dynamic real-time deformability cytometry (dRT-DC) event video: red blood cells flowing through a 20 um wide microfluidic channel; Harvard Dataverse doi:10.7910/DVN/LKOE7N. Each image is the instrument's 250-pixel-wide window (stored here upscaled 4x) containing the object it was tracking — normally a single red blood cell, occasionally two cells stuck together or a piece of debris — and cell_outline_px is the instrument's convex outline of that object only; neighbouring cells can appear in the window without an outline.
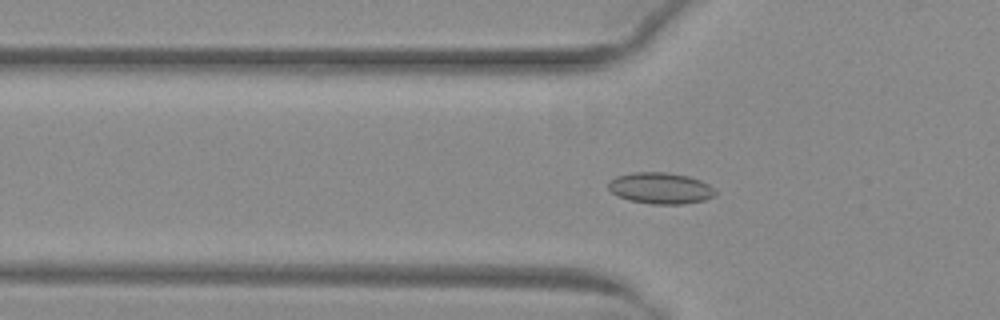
{"species": "common noctule bat (a hibernating species)", "species_latin": "Nyctalus noctula", "temperature_condition": "warm", "stored_images_in_passage": 49, "camera_frame_rate_fps": 3000, "um_per_image_px": 0.085, "animal": {"sex": "female", "body_mass_g": 29.2, "forearm_length_mm": 56.3}, "frame": {"image": 1, "passage_image": 15, "time_ms": 4.667, "image_size_px": [1000, 320], "cell_outline_px": [[716, 196], [704, 200], [684, 204], [652, 204], [628, 200], [616, 196], [608, 188], [608, 184], [616, 176], [636, 172], [664, 172], [688, 176], [700, 180], [708, 184], [716, 192]], "centroid_in_image_um": [56.14, 16.0], "position_along_channel_um": 69.7, "area_um2": 19.48}}
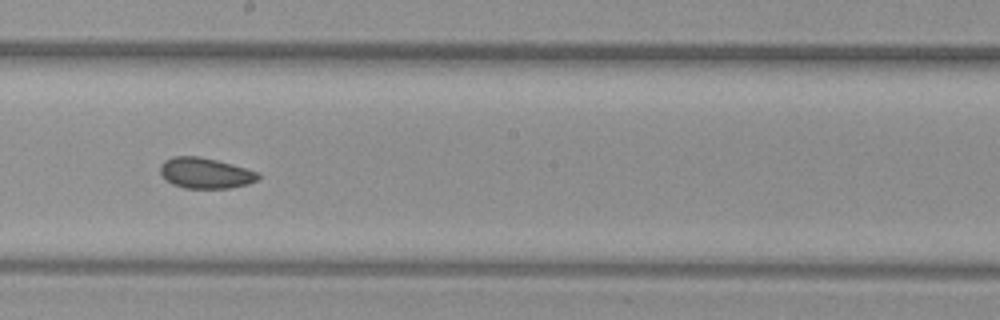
{"frame": {"image": 2, "passage_image": 27, "time_ms": 8.667, "image_size_px": [1000, 320], "cell_outline_px": [[260, 176], [256, 180], [248, 184], [228, 188], [184, 188], [172, 184], [164, 180], [160, 172], [160, 164], [164, 160], [172, 156], [200, 156], [232, 164], [260, 172]], "centroid_in_image_um": [17.42, 14.71], "position_along_channel_um": 230.8, "area_um2": 17.69}}
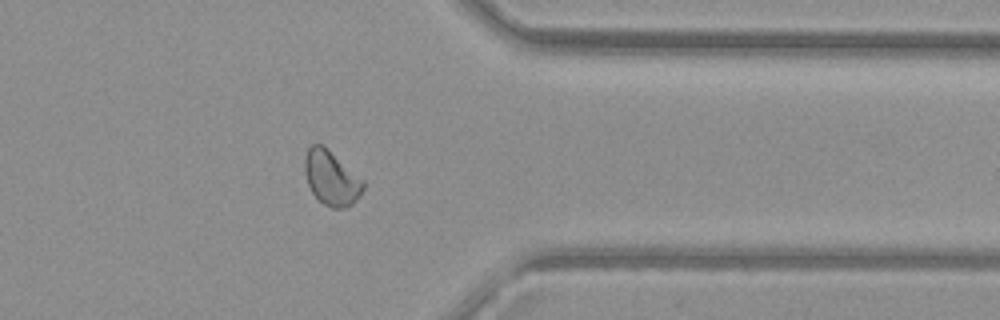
{"frame": {"image": 3, "passage_image": 39, "time_ms": 12.667, "image_size_px": [1000, 320], "cell_outline_px": [[364, 188], [360, 196], [352, 204], [344, 208], [332, 208], [324, 204], [312, 192], [308, 184], [304, 172], [304, 160], [308, 148], [312, 144], [320, 144], [328, 148], [364, 180]], "centroid_in_image_um": [28.17, 15.12], "position_along_channel_um": 383.2, "area_um2": 18.61}, "authors_computed_cell_mechanics": {"area_um2": 18.785, "velocity_mm_per_s": 4.0339, "shape_relaxation_time_tau1_ms": null, "shape_relaxation_time_tau2_ms": 7.2437, "deformation_change_tau1": null, "deformation_change_tau2": 0.0947}}